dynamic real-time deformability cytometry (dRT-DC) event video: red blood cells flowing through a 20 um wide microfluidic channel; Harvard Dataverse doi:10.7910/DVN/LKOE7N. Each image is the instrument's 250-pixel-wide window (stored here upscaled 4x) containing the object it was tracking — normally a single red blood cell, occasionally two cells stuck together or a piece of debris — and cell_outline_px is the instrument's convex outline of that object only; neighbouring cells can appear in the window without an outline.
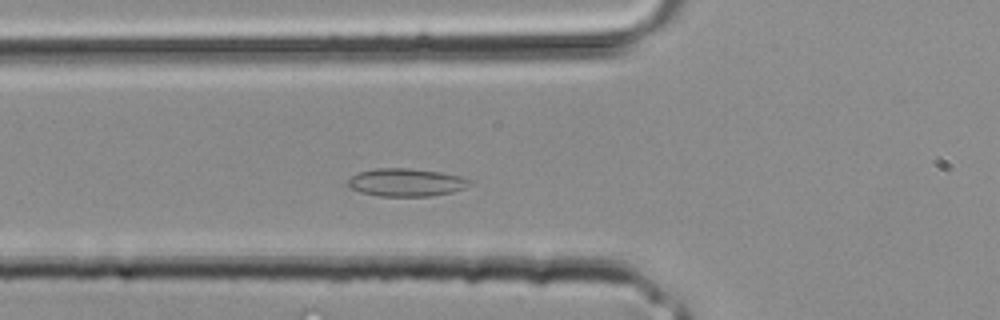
{"species": "common noctule bat (a hibernating species)", "species_latin": "Nyctalus noctula", "temperature_condition": "room temperature", "stored_images_in_passage": 30, "camera_frame_rate_fps": 3000, "um_per_image_px": 0.085, "animal": {"sex": "male", "body_mass_g": 20.4}, "frame": {"image": 1, "passage_image": 8, "time_ms": 2.333, "image_size_px": [1000, 320], "cell_outline_px": [[472, 184], [464, 188], [452, 192], [428, 196], [376, 196], [360, 192], [352, 188], [348, 184], [348, 180], [356, 172], [376, 168], [408, 168], [440, 172], [460, 176], [472, 180]], "centroid_in_image_um": [34.52, 15.5], "position_along_channel_um": 91.3, "area_um2": 19.83}}
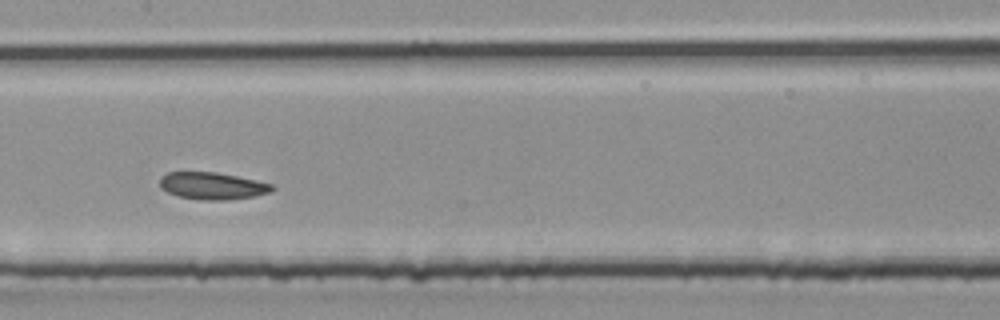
{"frame": {"image": 2, "passage_image": 13, "time_ms": 4.0, "image_size_px": [1000, 320], "cell_outline_px": [[276, 188], [268, 192], [252, 196], [228, 200], [200, 200], [180, 196], [168, 192], [160, 188], [160, 176], [168, 172], [216, 172], [236, 176], [272, 184]], "centroid_in_image_um": [18.01, 15.79], "position_along_channel_um": 189.4, "area_um2": 17.57}}
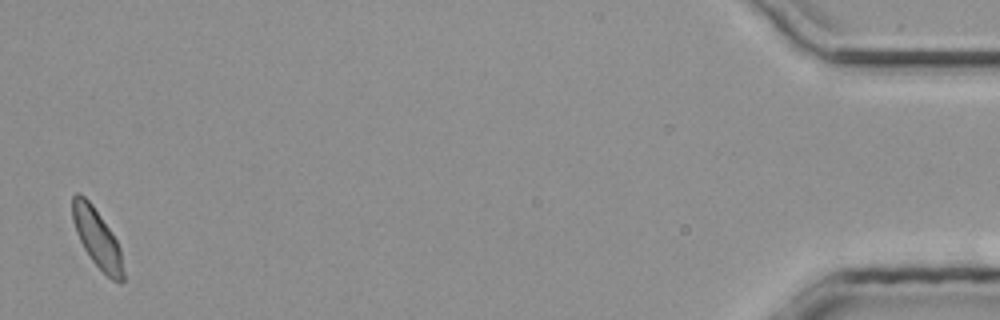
{"frame": {"image": 3, "passage_image": 30, "time_ms": 9.667, "image_size_px": [1000, 320], "cell_outline_px": [[124, 280], [120, 284], [112, 280], [92, 260], [84, 248], [76, 232], [72, 220], [72, 196], [76, 192], [80, 192], [92, 204], [112, 232], [120, 248], [124, 272]], "centroid_in_image_um": [8.26, 20.23], "position_along_channel_um": 426.9, "area_um2": 17.34}}